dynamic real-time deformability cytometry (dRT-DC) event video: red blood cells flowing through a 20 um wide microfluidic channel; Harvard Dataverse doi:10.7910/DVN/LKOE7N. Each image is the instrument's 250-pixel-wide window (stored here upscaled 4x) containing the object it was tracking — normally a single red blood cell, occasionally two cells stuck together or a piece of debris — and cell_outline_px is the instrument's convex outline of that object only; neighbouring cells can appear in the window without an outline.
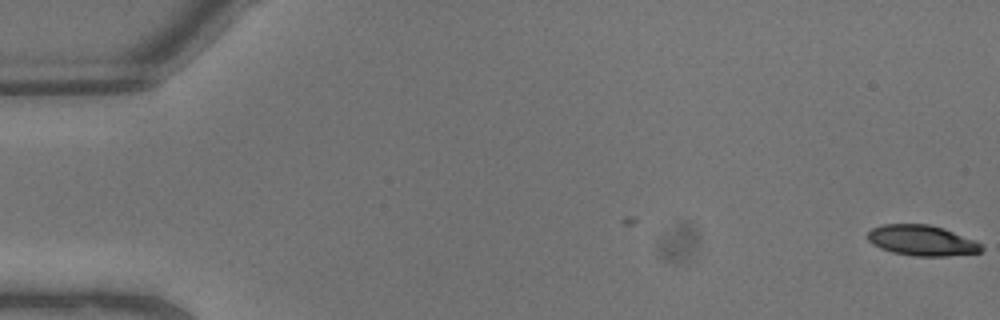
{"species": "common noctule bat (a hibernating species)", "species_latin": "Nyctalus noctula", "temperature_condition": "warm", "stored_images_in_passage": 11, "camera_frame_rate_fps": 3000, "um_per_image_px": 0.085, "animal": {"sex": "male", "body_mass_g": 13.3}, "frame": {"image": 1, "passage_image": 1, "time_ms": 0.0, "image_size_px": [1000, 320], "cell_outline_px": [[984, 248], [980, 252], [948, 256], [912, 256], [892, 252], [880, 248], [872, 244], [868, 240], [868, 232], [872, 228], [884, 224], [928, 224], [944, 228], [976, 240], [984, 244]], "centroid_in_image_um": [78.39, 20.44], "position_along_channel_um": 6.6, "area_um2": 20.46}}
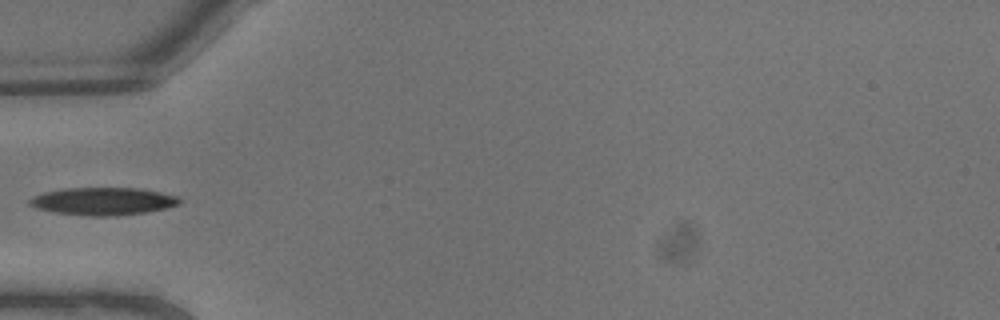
{"frame": {"image": 2, "passage_image": 8, "time_ms": 2.333, "image_size_px": [1000, 320], "cell_outline_px": [[180, 204], [164, 208], [144, 212], [108, 216], [88, 216], [56, 212], [36, 208], [28, 204], [28, 200], [32, 196], [44, 192], [64, 188], [140, 188], [160, 192], [176, 196], [180, 200]], "centroid_in_image_um": [8.71, 17.09], "position_along_channel_um": 76.3, "area_um2": 23.93}}
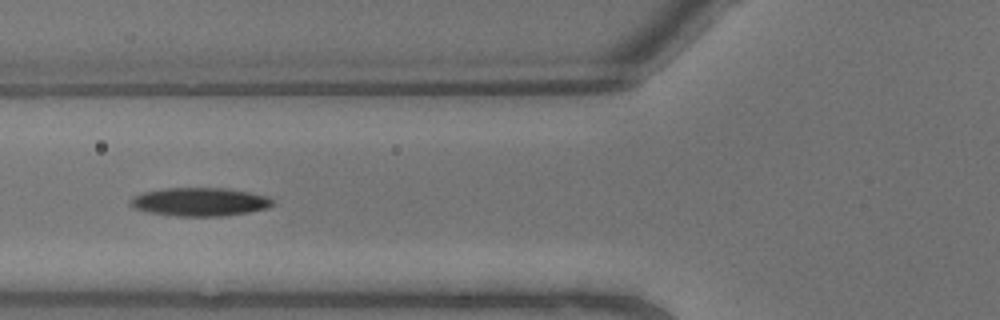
{"frame": {"image": 3, "passage_image": 9, "time_ms": 2.667, "image_size_px": [1000, 320], "cell_outline_px": [[276, 204], [268, 208], [248, 212], [224, 216], [176, 216], [148, 212], [132, 208], [128, 204], [128, 200], [132, 196], [144, 192], [164, 188], [228, 188], [268, 196]], "centroid_in_image_um": [16.95, 17.16], "position_along_channel_um": 108.8, "area_um2": 23.81}}